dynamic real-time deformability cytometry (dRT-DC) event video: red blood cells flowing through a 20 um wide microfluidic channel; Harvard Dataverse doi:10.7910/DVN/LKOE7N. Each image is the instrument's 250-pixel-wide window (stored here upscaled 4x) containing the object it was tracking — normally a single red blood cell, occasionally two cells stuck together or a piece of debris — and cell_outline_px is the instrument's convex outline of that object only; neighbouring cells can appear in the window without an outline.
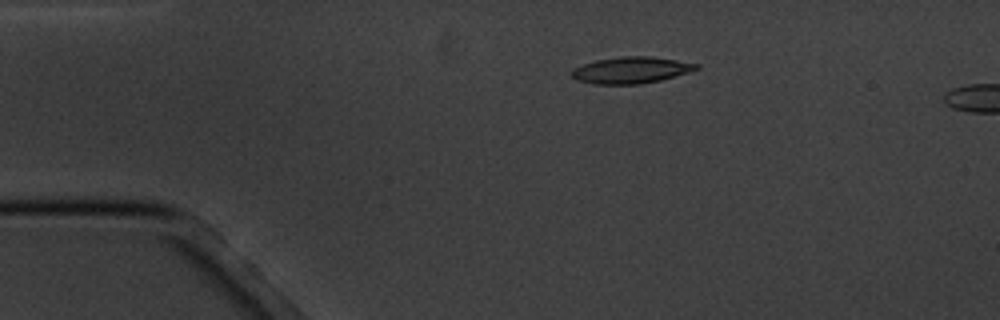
{"species": "common noctule bat (a hibernating species)", "species_latin": "Nyctalus noctula", "temperature_condition": "cold", "stored_images_in_passage": 4, "camera_frame_rate_fps": 3000, "um_per_image_px": 0.085, "animal": {"sex": "male", "body_mass_g": 20.1, "forearm_length_mm": 53.5}, "frame": {"image": 1, "passage_image": 3, "time_ms": 3.0, "image_size_px": [1000, 320], "cell_outline_px": [[700, 68], [688, 72], [660, 80], [640, 84], [596, 84], [576, 80], [572, 76], [572, 68], [596, 60], [620, 56], [652, 56], [700, 64]], "centroid_in_image_um": [53.64, 5.95], "position_along_channel_um": 31.4, "area_um2": 19.19}}